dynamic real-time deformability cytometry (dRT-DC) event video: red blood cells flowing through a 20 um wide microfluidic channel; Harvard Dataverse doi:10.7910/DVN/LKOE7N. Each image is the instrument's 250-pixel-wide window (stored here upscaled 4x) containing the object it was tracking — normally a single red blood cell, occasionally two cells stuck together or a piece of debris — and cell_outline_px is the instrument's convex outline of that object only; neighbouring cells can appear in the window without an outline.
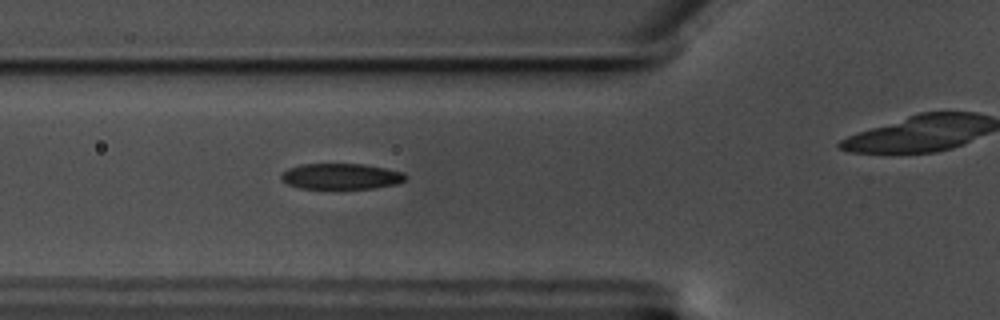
{"species": "common noctule bat (a hibernating species)", "species_latin": "Nyctalus noctula", "temperature_condition": "warm", "stored_images_in_passage": 31, "camera_frame_rate_fps": 3000, "um_per_image_px": 0.085, "animal": {"sex": "male", "body_mass_g": 17.5, "forearm_length_mm": 52.3}, "frame": {"image": 1, "passage_image": 5, "time_ms": 1.333, "image_size_px": [1000, 320], "cell_outline_px": [[408, 176], [404, 180], [396, 184], [372, 188], [300, 188], [288, 184], [280, 176], [288, 168], [300, 164], [364, 164], [404, 172]], "centroid_in_image_um": [29.01, 14.98], "position_along_channel_um": 96.8, "area_um2": 18.5}}
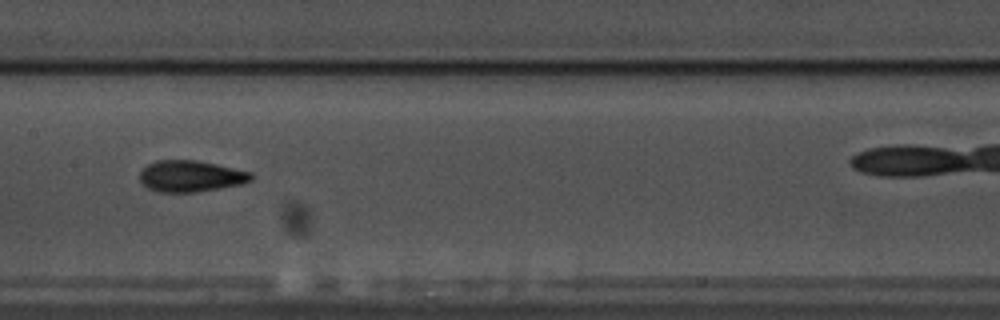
{"frame": {"image": 2, "passage_image": 13, "time_ms": 4.0, "image_size_px": [1000, 320], "cell_outline_px": [[252, 180], [240, 184], [220, 188], [196, 192], [160, 192], [148, 188], [140, 180], [140, 172], [148, 164], [156, 160], [196, 160], [216, 164], [252, 172]], "centroid_in_image_um": [16.21, 14.97], "position_along_channel_um": 191.2, "area_um2": 20.23}}
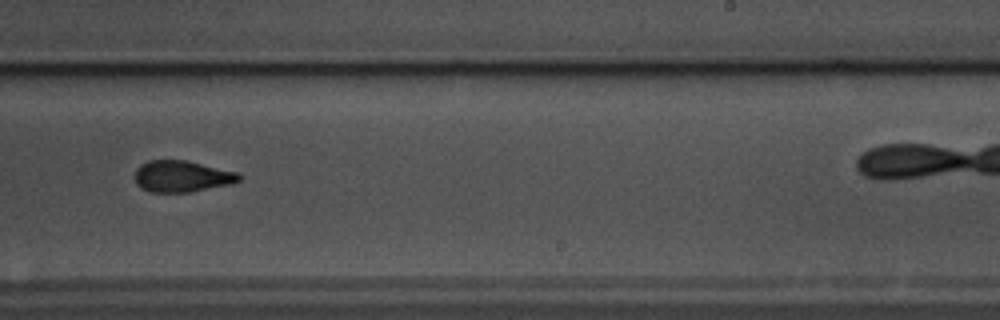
{"frame": {"image": 3, "passage_image": 20, "time_ms": 6.333, "image_size_px": [1000, 320], "cell_outline_px": [[240, 180], [232, 184], [188, 192], [152, 192], [140, 188], [136, 184], [136, 168], [140, 164], [148, 160], [188, 160], [240, 172]], "centroid_in_image_um": [15.48, 14.97], "position_along_channel_um": 273.5, "area_um2": 19.31}}